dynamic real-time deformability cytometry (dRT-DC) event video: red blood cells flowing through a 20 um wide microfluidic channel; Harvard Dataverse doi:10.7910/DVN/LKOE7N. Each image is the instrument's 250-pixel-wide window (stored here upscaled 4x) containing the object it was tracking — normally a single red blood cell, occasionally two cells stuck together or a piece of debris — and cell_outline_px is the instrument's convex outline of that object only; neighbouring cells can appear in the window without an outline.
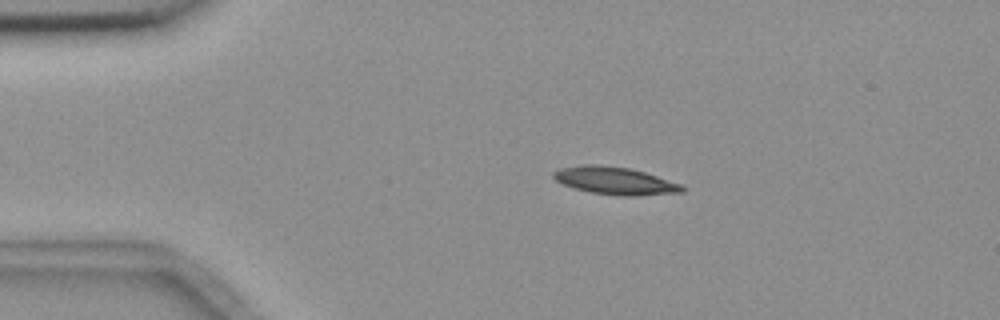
{"species": "common noctule bat (a hibernating species)", "species_latin": "Nyctalus noctula", "temperature_condition": "room temperature", "stored_images_in_passage": 4, "camera_frame_rate_fps": 3000, "um_per_image_px": 0.085, "animal": {"sex": "female", "body_mass_g": 18.4}, "frame": {"image": 1, "passage_image": 2, "time_ms": 1.0, "image_size_px": [1000, 320], "cell_outline_px": [[684, 192], [640, 196], [620, 196], [592, 192], [576, 188], [564, 184], [556, 180], [552, 176], [552, 172], [560, 168], [588, 164], [596, 164], [628, 168], [644, 172], [684, 184]], "centroid_in_image_um": [52.33, 15.37], "position_along_channel_um": 32.7, "area_um2": 20.63}}
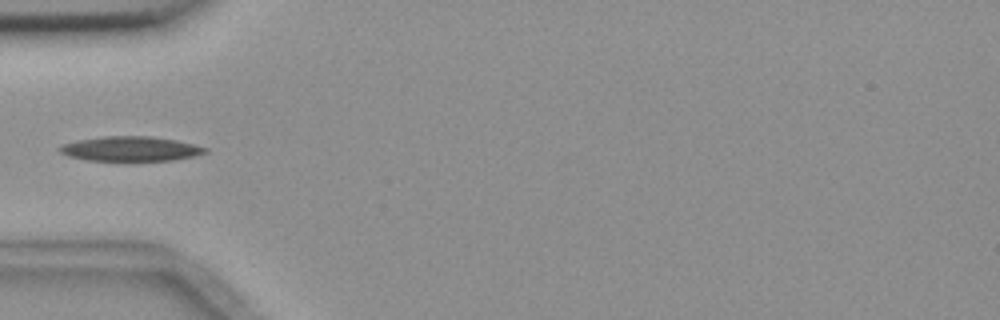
{"frame": {"image": 2, "passage_image": 4, "time_ms": 3.333, "image_size_px": [1000, 320], "cell_outline_px": [[208, 152], [192, 156], [172, 160], [124, 164], [88, 160], [68, 156], [60, 152], [56, 148], [60, 144], [80, 140], [104, 136], [148, 136], [176, 140], [208, 148]], "centroid_in_image_um": [11.05, 12.7], "position_along_channel_um": 74.0, "area_um2": 21.91}}